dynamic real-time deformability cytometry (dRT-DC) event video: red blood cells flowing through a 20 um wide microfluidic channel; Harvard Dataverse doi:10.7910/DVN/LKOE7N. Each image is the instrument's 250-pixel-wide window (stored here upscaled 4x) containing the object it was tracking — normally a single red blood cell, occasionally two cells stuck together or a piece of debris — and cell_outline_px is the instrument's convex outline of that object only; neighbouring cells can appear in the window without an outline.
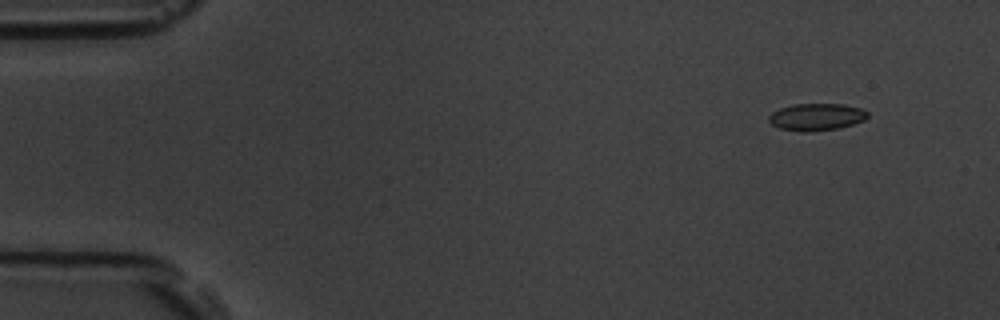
{"species": "common noctule bat (a hibernating species)", "species_latin": "Nyctalus noctula", "temperature_condition": "room temperature", "stored_images_in_passage": 55, "camera_frame_rate_fps": 3000, "um_per_image_px": 0.085, "animal": {"sex": "male", "body_mass_g": 19.5, "forearm_length_mm": 54.6}, "frame": {"image": 1, "passage_image": 5, "time_ms": 1.333, "image_size_px": [1000, 320], "cell_outline_px": [[868, 116], [864, 120], [840, 128], [808, 132], [800, 132], [780, 128], [772, 124], [768, 120], [768, 116], [772, 112], [780, 108], [792, 104], [844, 104], [860, 108], [868, 112]], "centroid_in_image_um": [69.38, 9.94], "position_along_channel_um": 15.6, "area_um2": 15.66}}
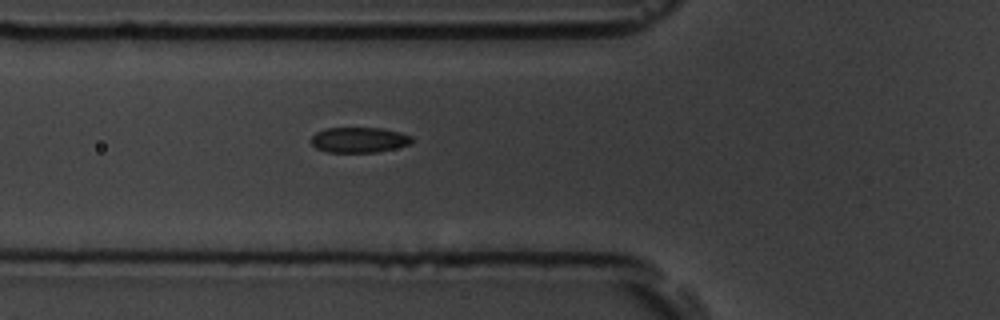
{"frame": {"image": 2, "passage_image": 20, "time_ms": 6.333, "image_size_px": [1000, 320], "cell_outline_px": [[412, 144], [396, 148], [376, 152], [328, 152], [316, 148], [308, 140], [316, 132], [324, 128], [380, 128], [400, 132], [412, 136]], "centroid_in_image_um": [30.5, 11.89], "position_along_channel_um": 95.3, "area_um2": 15.03}}
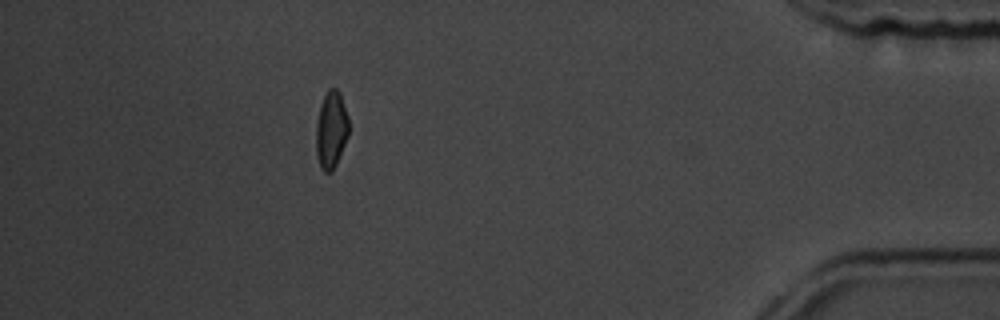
{"frame": {"image": 3, "passage_image": 49, "time_ms": 16.0, "image_size_px": [1000, 320], "cell_outline_px": [[348, 136], [336, 164], [332, 172], [324, 172], [320, 168], [316, 152], [316, 120], [320, 104], [328, 88], [336, 88], [340, 92], [348, 116]], "centroid_in_image_um": [28.14, 11.02], "position_along_channel_um": 407.1, "area_um2": 14.85}, "authors_computed_cell_mechanics": {"area_um2": 15.2592, "velocity_mm_per_s": 3.7544, "shape_relaxation_time_tau1_ms": 2.8395, "shape_relaxation_time_tau2_ms": 2.0749, "deformation_change_tau1": 0.0956, "deformation_change_tau2": 0.0573}}